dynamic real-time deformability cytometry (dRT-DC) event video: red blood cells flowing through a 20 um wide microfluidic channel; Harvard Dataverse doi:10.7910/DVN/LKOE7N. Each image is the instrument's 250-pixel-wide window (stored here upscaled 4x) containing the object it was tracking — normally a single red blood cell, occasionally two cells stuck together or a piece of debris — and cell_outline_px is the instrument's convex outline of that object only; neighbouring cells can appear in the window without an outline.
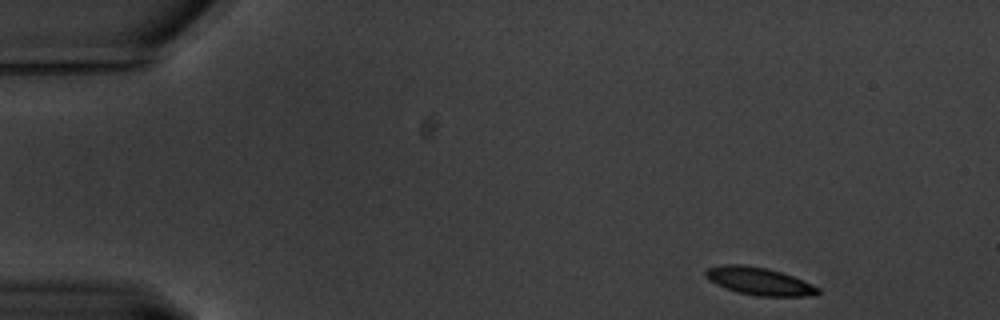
{"species": "common noctule bat (a hibernating species)", "species_latin": "Nyctalus noctula", "temperature_condition": "warm", "stored_images_in_passage": 56, "camera_frame_rate_fps": 3000, "um_per_image_px": 0.085, "animal": {"sex": "male", "body_mass_g": 20.1, "forearm_length_mm": 53.5}, "frame": {"image": 1, "passage_image": 1, "time_ms": 0.0, "image_size_px": [1000, 320], "cell_outline_px": [[820, 292], [816, 296], [756, 296], [724, 288], [708, 280], [704, 276], [704, 272], [708, 268], [724, 264], [744, 264], [768, 268], [792, 276], [812, 284], [820, 288]], "centroid_in_image_um": [64.52, 23.9], "position_along_channel_um": 20.5, "area_um2": 18.21}}
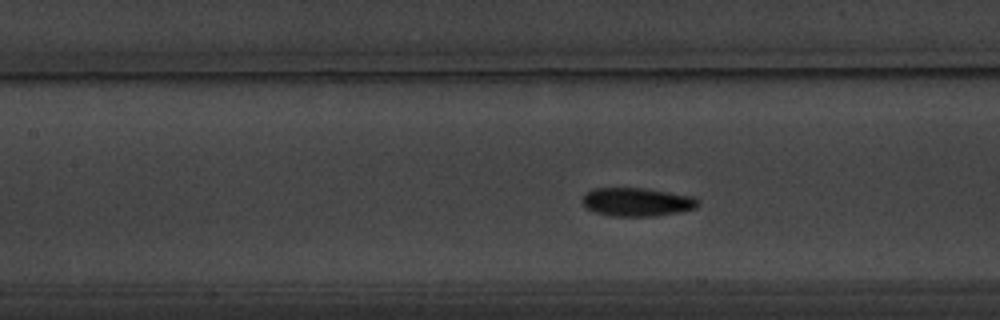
{"frame": {"image": 2, "passage_image": 22, "time_ms": 7.0, "image_size_px": [1000, 320], "cell_outline_px": [[700, 204], [696, 208], [656, 216], [608, 216], [584, 208], [580, 200], [584, 192], [592, 188], [644, 188], [696, 196], [700, 200]], "centroid_in_image_um": [54.11, 17.16], "position_along_channel_um": 153.3, "area_um2": 19.65}}
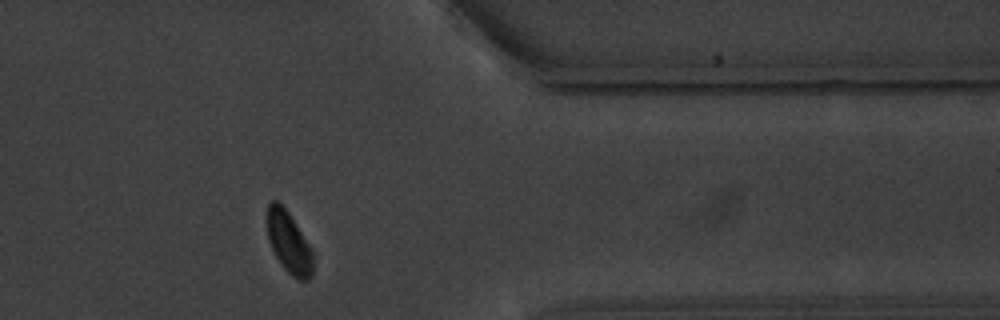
{"frame": {"image": 3, "passage_image": 45, "time_ms": 14.667, "image_size_px": [1000, 320], "cell_outline_px": [[312, 276], [308, 280], [296, 280], [280, 264], [268, 240], [264, 220], [268, 204], [272, 200], [276, 200], [288, 212], [312, 248]], "centroid_in_image_um": [24.51, 20.59], "position_along_channel_um": 386.9, "area_um2": 16.76}, "authors_computed_cell_mechanics": {"area_um2": 18.4093, "velocity_mm_per_s": 3.2245, "shape_relaxation_time_tau1_ms": 3.234, "shape_relaxation_time_tau2_ms": 1.675, "deformation_change_tau1": 0.1204, "deformation_change_tau2": 0.0611}}